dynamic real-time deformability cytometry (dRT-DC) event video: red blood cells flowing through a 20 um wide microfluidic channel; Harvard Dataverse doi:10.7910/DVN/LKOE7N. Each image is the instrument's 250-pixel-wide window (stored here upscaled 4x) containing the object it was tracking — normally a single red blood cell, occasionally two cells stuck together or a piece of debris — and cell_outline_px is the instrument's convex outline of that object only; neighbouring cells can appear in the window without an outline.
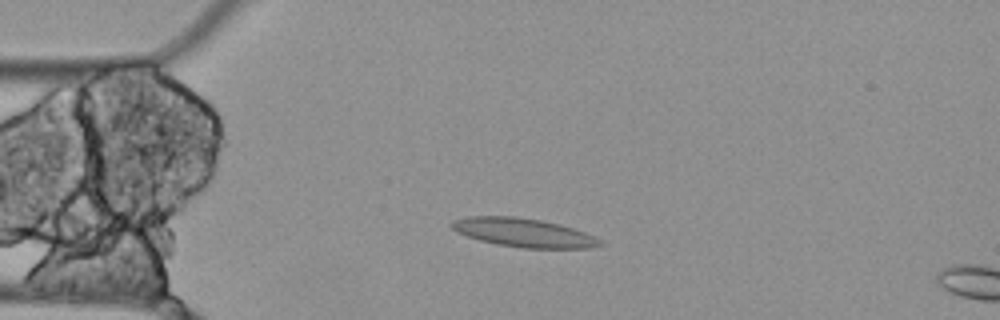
{"species": "Egyptian fruit bat (a non-hibernating species)", "species_latin": "Rousettus aegyptiacus", "temperature_condition": "cold", "stored_images_in_passage": 3, "camera_frame_rate_fps": 3000, "um_per_image_px": 0.085, "animal": {"sex": "female"}, "frame": {"image": 1, "passage_image": 2, "time_ms": 0.333, "image_size_px": [1000, 320], "cell_outline_px": [[604, 244], [588, 248], [524, 248], [496, 244], [480, 240], [456, 232], [448, 224], [452, 220], [468, 216], [516, 216], [540, 220], [572, 228], [584, 232], [600, 240]], "centroid_in_image_um": [44.43, 19.77], "position_along_channel_um": 40.6, "area_um2": 24.62}}